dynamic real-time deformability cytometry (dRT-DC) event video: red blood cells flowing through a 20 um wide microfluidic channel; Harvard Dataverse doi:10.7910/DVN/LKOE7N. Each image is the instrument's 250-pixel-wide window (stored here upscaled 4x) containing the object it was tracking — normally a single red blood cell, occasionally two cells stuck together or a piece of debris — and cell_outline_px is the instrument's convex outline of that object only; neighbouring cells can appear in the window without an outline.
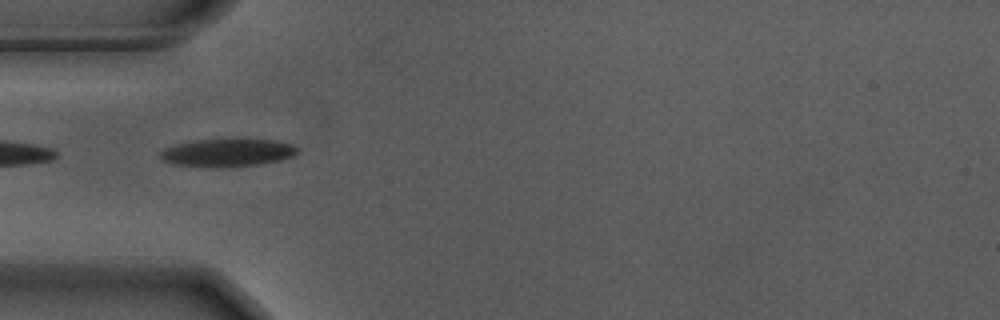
{"species": "Egyptian fruit bat (a non-hibernating species)", "species_latin": "Rousettus aegyptiacus", "temperature_condition": "warm", "stored_images_in_passage": 27, "camera_frame_rate_fps": 3000, "um_per_image_px": 0.085, "animal": {"sex": "male"}, "frame": {"image": 1, "passage_image": 1, "time_ms": 0.0, "image_size_px": [1000, 320], "cell_outline_px": [[300, 148], [292, 156], [280, 160], [260, 164], [232, 168], [208, 168], [172, 164], [164, 160], [160, 156], [160, 152], [164, 148], [176, 144], [196, 140], [276, 140], [292, 144]], "centroid_in_image_um": [19.32, 13.01], "position_along_channel_um": 65.7, "area_um2": 22.43}}
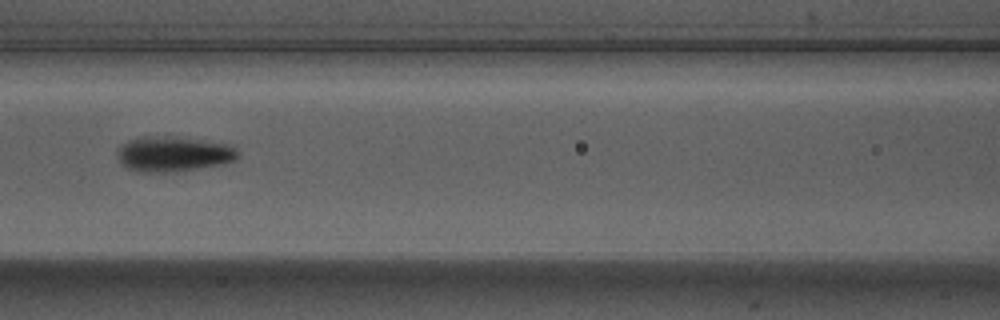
{"frame": {"image": 2, "passage_image": 8, "time_ms": 2.333, "image_size_px": [1000, 320], "cell_outline_px": [[236, 160], [220, 164], [176, 172], [136, 172], [120, 164], [116, 156], [116, 152], [128, 140], [140, 136], [144, 136], [200, 140], [224, 144], [232, 148], [236, 152]], "centroid_in_image_um": [14.62, 13.12], "position_along_channel_um": 152.0, "area_um2": 24.1}, "authors_computed_cell_mechanics": {"area_um2": 23.698, "velocity_mm_per_s": 3.6865, "shape_relaxation_time_tau1_ms": 2.3894, "shape_relaxation_time_tau2_ms": 1.6849, "deformation_change_tau1": 0.1725, "deformation_change_tau2": 0.0623}}